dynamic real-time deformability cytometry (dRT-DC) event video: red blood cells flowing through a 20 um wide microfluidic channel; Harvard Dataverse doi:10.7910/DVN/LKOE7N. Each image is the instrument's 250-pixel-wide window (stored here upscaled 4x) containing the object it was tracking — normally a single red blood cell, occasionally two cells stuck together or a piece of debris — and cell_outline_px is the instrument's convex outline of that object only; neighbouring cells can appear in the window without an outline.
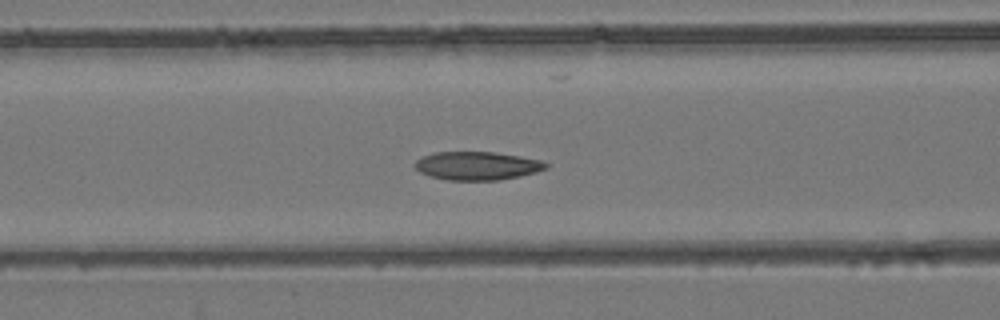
{"species": "common noctule bat (a hibernating species)", "species_latin": "Nyctalus noctula", "temperature_condition": "room temperature", "stored_images_in_passage": 48, "camera_frame_rate_fps": 3000, "um_per_image_px": 0.085, "animal": {"sex": "female", "body_mass_g": 24.6, "forearm_length_mm": 56.2}, "frame": {"image": 1, "passage_image": 23, "time_ms": 7.333, "image_size_px": [1000, 320], "cell_outline_px": [[548, 168], [536, 172], [520, 176], [500, 180], [448, 180], [428, 176], [420, 172], [412, 164], [416, 160], [432, 152], [492, 152], [520, 156], [544, 160], [548, 164]], "centroid_in_image_um": [40.56, 14.09], "position_along_channel_um": 126.0, "area_um2": 21.85}}
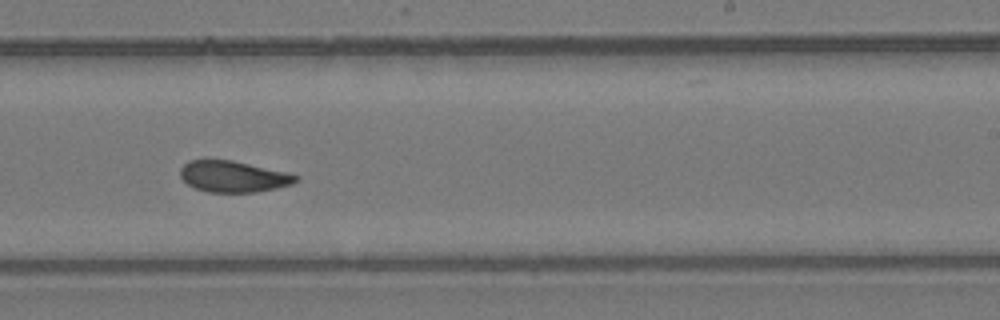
{"frame": {"image": 2, "passage_image": 34, "time_ms": 11.0, "image_size_px": [1000, 320], "cell_outline_px": [[300, 180], [292, 184], [276, 188], [256, 192], [208, 192], [196, 188], [188, 184], [180, 176], [180, 168], [188, 160], [204, 156], [232, 160], [288, 172], [300, 176]], "centroid_in_image_um": [19.8, 14.96], "position_along_channel_um": 269.2, "area_um2": 21.73}}
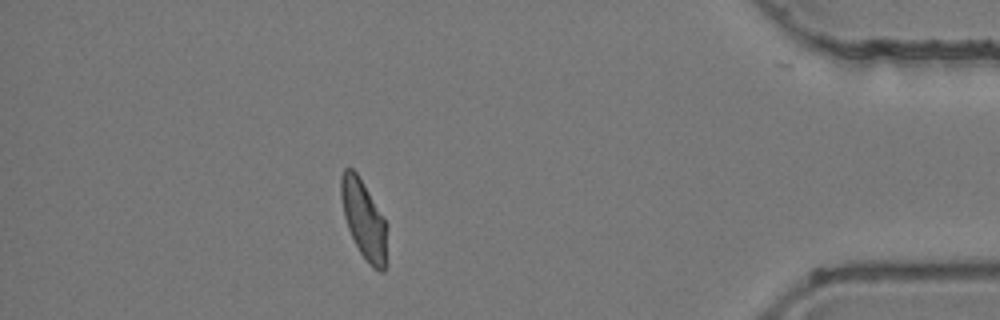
{"frame": {"image": 3, "passage_image": 48, "time_ms": 15.667, "image_size_px": [1000, 320], "cell_outline_px": [[388, 264], [384, 272], [380, 272], [372, 268], [368, 264], [360, 252], [348, 228], [344, 216], [340, 196], [340, 176], [344, 168], [352, 168], [356, 172], [384, 216], [388, 224]], "centroid_in_image_um": [30.98, 18.73], "position_along_channel_um": 404.2, "area_um2": 21.79}, "authors_computed_cell_mechanics": {"area_um2": 22.1663, "velocity_mm_per_s": 3.9044, "shape_relaxation_time_tau1_ms": 5.9039, "shape_relaxation_time_tau2_ms": 3.0595, "deformation_change_tau1": 0.1463, "deformation_change_tau2": 0.0816}}